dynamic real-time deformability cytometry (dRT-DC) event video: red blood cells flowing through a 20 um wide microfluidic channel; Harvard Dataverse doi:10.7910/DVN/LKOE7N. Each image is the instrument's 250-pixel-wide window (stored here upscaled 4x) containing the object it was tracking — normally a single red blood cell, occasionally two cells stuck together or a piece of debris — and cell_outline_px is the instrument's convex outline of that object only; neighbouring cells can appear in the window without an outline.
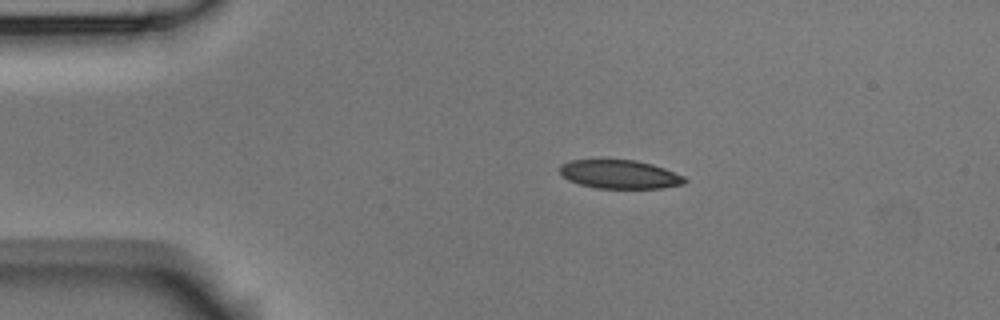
{"species": "Egyptian fruit bat (a non-hibernating species)", "species_latin": "Rousettus aegyptiacus", "temperature_condition": "room temperature", "stored_images_in_passage": 4, "camera_frame_rate_fps": 3000, "um_per_image_px": 0.085, "animal": {"sex": "male"}, "frame": {"image": 1, "passage_image": 3, "time_ms": 2.333, "image_size_px": [1000, 320], "cell_outline_px": [[688, 180], [684, 184], [660, 188], [596, 188], [580, 184], [568, 180], [560, 172], [560, 164], [572, 160], [636, 160], [652, 164], [664, 168], [684, 176]], "centroid_in_image_um": [52.69, 14.82], "position_along_channel_um": 32.3, "area_um2": 20.75}}